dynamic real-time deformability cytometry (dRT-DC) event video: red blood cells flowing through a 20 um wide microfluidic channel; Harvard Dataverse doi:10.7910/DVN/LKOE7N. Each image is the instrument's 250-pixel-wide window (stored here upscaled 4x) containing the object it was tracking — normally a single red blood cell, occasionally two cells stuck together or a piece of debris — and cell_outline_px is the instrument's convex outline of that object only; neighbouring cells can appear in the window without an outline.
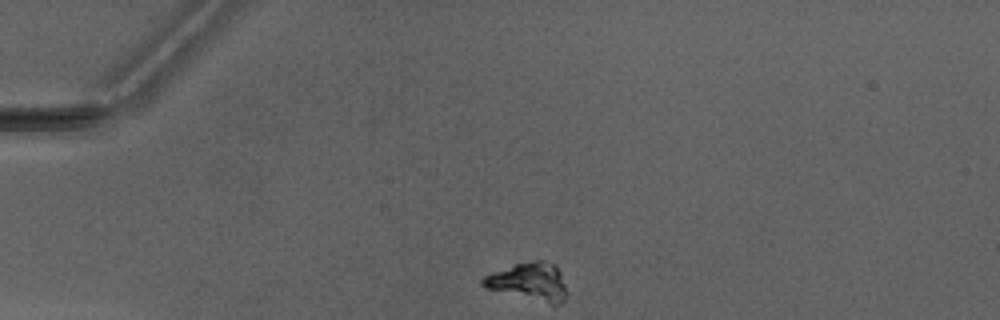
{"species": "Egyptian fruit bat (a non-hibernating species)", "species_latin": "Rousettus aegyptiacus", "temperature_condition": "warm", "stored_images_in_passage": 3, "camera_frame_rate_fps": 3000, "um_per_image_px": 0.085, "animal": {"sex": "male"}, "frame": {"image": 1, "passage_image": 1, "time_ms": 0.0, "image_size_px": [1000, 320], "cell_outline_px": [[568, 292], [564, 300], [560, 304], [548, 304], [484, 288], [480, 284], [480, 280], [484, 276], [516, 264], [532, 260], [544, 260], [552, 264], [560, 272]], "centroid_in_image_um": [44.97, 23.97], "position_along_channel_um": 40.0, "area_um2": 18.55}}
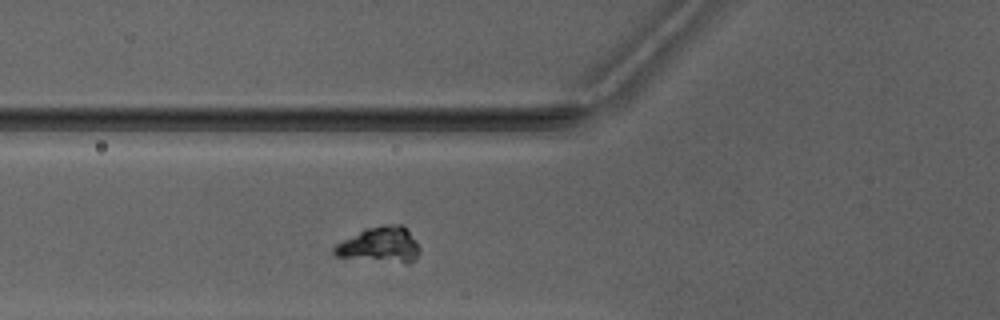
{"frame": {"image": 2, "passage_image": 3, "time_ms": 2.333, "image_size_px": [1000, 320], "cell_outline_px": [[420, 252], [408, 264], [404, 264], [336, 256], [332, 252], [332, 248], [336, 244], [364, 228], [384, 224], [404, 224], [420, 248]], "centroid_in_image_um": [32.3, 20.8], "position_along_channel_um": 93.5, "area_um2": 17.92}}